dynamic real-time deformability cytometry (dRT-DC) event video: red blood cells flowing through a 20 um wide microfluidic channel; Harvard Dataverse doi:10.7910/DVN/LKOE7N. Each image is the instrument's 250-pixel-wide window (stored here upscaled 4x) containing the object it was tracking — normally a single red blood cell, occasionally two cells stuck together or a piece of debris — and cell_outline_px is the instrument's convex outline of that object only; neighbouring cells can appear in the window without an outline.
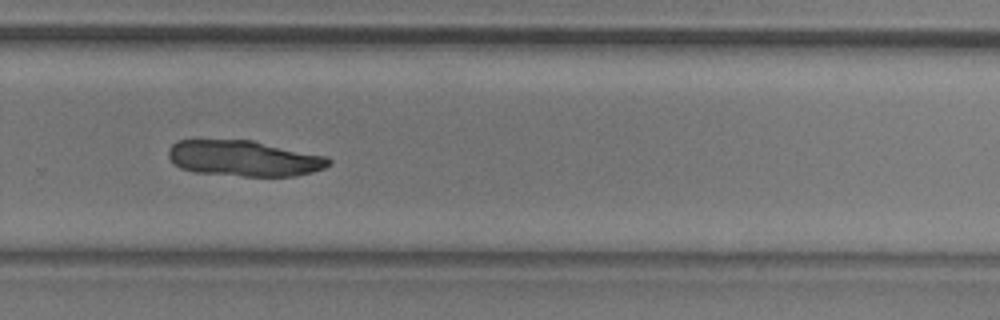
{"species": "common noctule bat (a hibernating species)", "species_latin": "Nyctalus noctula", "temperature_condition": "room temperature", "stored_images_in_passage": 47, "camera_frame_rate_fps": 3000, "um_per_image_px": 0.085, "animal": {"sex": "male", "body_mass_g": 20.5, "forearm_length_mm": 52.5}, "frame": {"image": 1, "passage_image": 30, "time_ms": 9.667, "image_size_px": [1000, 320], "cell_outline_px": [[332, 164], [324, 168], [312, 172], [296, 176], [244, 176], [196, 172], [180, 168], [168, 156], [168, 148], [176, 140], [252, 140], [328, 156], [332, 160]], "centroid_in_image_um": [20.78, 13.46], "position_along_channel_um": 309.0, "area_um2": 33.58}}
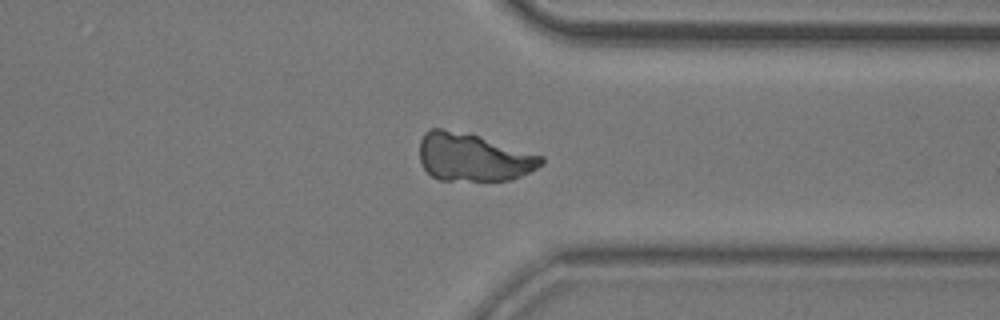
{"frame": {"image": 2, "passage_image": 35, "time_ms": 11.333, "image_size_px": [1000, 320], "cell_outline_px": [[544, 164], [512, 180], [440, 180], [432, 176], [424, 168], [420, 160], [420, 140], [424, 132], [432, 128], [440, 128], [480, 136], [544, 156]], "centroid_in_image_um": [40.22, 13.36], "position_along_channel_um": 371.2, "area_um2": 33.87}}
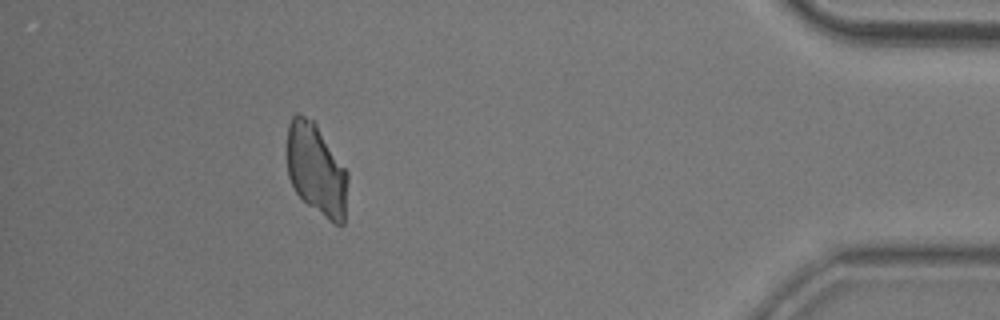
{"frame": {"image": 3, "passage_image": 42, "time_ms": 13.667, "image_size_px": [1000, 320], "cell_outline_px": [[348, 180], [344, 224], [332, 224], [308, 204], [296, 192], [288, 176], [288, 124], [292, 116], [296, 112], [300, 112], [312, 120], [316, 124], [348, 172]], "centroid_in_image_um": [26.9, 14.42], "position_along_channel_um": 408.3, "area_um2": 32.37}}